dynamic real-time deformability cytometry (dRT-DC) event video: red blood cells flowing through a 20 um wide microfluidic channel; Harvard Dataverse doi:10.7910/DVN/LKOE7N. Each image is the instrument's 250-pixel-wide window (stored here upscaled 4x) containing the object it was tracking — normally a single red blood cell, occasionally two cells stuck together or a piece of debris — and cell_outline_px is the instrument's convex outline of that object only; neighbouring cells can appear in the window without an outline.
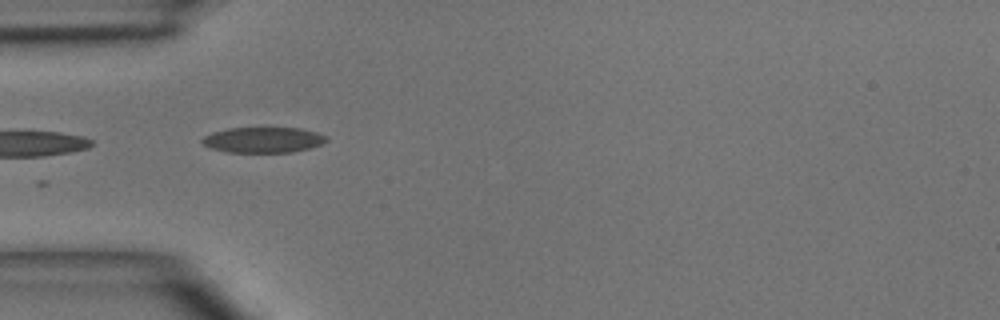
{"species": "common noctule bat (a hibernating species)", "species_latin": "Nyctalus noctula", "temperature_condition": "room temperature", "stored_images_in_passage": 4, "camera_frame_rate_fps": 3000, "um_per_image_px": 0.085, "animal": {"sex": "male", "body_mass_g": 15.6}, "frame": {"image": 1, "passage_image": 2, "time_ms": 1.333, "image_size_px": [1000, 320], "cell_outline_px": [[328, 140], [320, 144], [308, 148], [292, 152], [228, 152], [212, 148], [204, 144], [200, 140], [204, 136], [212, 132], [228, 128], [300, 128], [316, 132], [328, 136]], "centroid_in_image_um": [22.37, 11.88], "position_along_channel_um": 62.6, "area_um2": 18.38}}